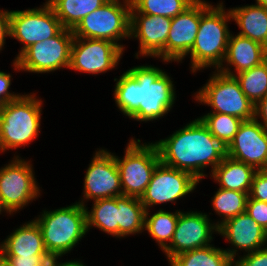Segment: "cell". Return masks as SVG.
Wrapping results in <instances>:
<instances>
[{
    "label": "cell",
    "mask_w": 267,
    "mask_h": 266,
    "mask_svg": "<svg viewBox=\"0 0 267 266\" xmlns=\"http://www.w3.org/2000/svg\"><path fill=\"white\" fill-rule=\"evenodd\" d=\"M174 84L153 66H137L117 80L114 98L124 115L137 121H151L167 114L174 104Z\"/></svg>",
    "instance_id": "6da1fadb"
},
{
    "label": "cell",
    "mask_w": 267,
    "mask_h": 266,
    "mask_svg": "<svg viewBox=\"0 0 267 266\" xmlns=\"http://www.w3.org/2000/svg\"><path fill=\"white\" fill-rule=\"evenodd\" d=\"M154 144L162 164L188 172L198 181L206 176L204 167L211 165L212 172L226 156V148L200 118Z\"/></svg>",
    "instance_id": "7a4b0ae2"
},
{
    "label": "cell",
    "mask_w": 267,
    "mask_h": 266,
    "mask_svg": "<svg viewBox=\"0 0 267 266\" xmlns=\"http://www.w3.org/2000/svg\"><path fill=\"white\" fill-rule=\"evenodd\" d=\"M222 4L213 7L200 0V25L189 52L193 73L212 65L217 69L223 66L230 37L226 23L232 17L230 11L225 12Z\"/></svg>",
    "instance_id": "3957f363"
},
{
    "label": "cell",
    "mask_w": 267,
    "mask_h": 266,
    "mask_svg": "<svg viewBox=\"0 0 267 266\" xmlns=\"http://www.w3.org/2000/svg\"><path fill=\"white\" fill-rule=\"evenodd\" d=\"M21 95L0 109V151L15 149L34 140L40 129L42 101Z\"/></svg>",
    "instance_id": "277c9868"
},
{
    "label": "cell",
    "mask_w": 267,
    "mask_h": 266,
    "mask_svg": "<svg viewBox=\"0 0 267 266\" xmlns=\"http://www.w3.org/2000/svg\"><path fill=\"white\" fill-rule=\"evenodd\" d=\"M35 221L41 229L46 251L66 254L88 231L83 200L53 211L45 210Z\"/></svg>",
    "instance_id": "5b68a950"
},
{
    "label": "cell",
    "mask_w": 267,
    "mask_h": 266,
    "mask_svg": "<svg viewBox=\"0 0 267 266\" xmlns=\"http://www.w3.org/2000/svg\"><path fill=\"white\" fill-rule=\"evenodd\" d=\"M108 0L100 8L85 16L72 30L74 37L104 39L117 44L121 38L130 37L131 1Z\"/></svg>",
    "instance_id": "8992f818"
},
{
    "label": "cell",
    "mask_w": 267,
    "mask_h": 266,
    "mask_svg": "<svg viewBox=\"0 0 267 266\" xmlns=\"http://www.w3.org/2000/svg\"><path fill=\"white\" fill-rule=\"evenodd\" d=\"M139 143V139H131L123 159L114 156L120 174L122 195L135 198H141L160 163L159 152L154 143Z\"/></svg>",
    "instance_id": "52a82bcc"
},
{
    "label": "cell",
    "mask_w": 267,
    "mask_h": 266,
    "mask_svg": "<svg viewBox=\"0 0 267 266\" xmlns=\"http://www.w3.org/2000/svg\"><path fill=\"white\" fill-rule=\"evenodd\" d=\"M217 72L197 92L195 99L215 109L212 113L232 115L243 121L254 119L255 106L241 90L235 76Z\"/></svg>",
    "instance_id": "ba28073f"
},
{
    "label": "cell",
    "mask_w": 267,
    "mask_h": 266,
    "mask_svg": "<svg viewBox=\"0 0 267 266\" xmlns=\"http://www.w3.org/2000/svg\"><path fill=\"white\" fill-rule=\"evenodd\" d=\"M73 39L72 30L63 28L56 36L32 44L14 60L15 70L48 73L69 68Z\"/></svg>",
    "instance_id": "9c48e42d"
},
{
    "label": "cell",
    "mask_w": 267,
    "mask_h": 266,
    "mask_svg": "<svg viewBox=\"0 0 267 266\" xmlns=\"http://www.w3.org/2000/svg\"><path fill=\"white\" fill-rule=\"evenodd\" d=\"M62 29L60 20L48 2L43 8L10 13V37L24 45L18 56L32 44L52 38Z\"/></svg>",
    "instance_id": "30bf717a"
},
{
    "label": "cell",
    "mask_w": 267,
    "mask_h": 266,
    "mask_svg": "<svg viewBox=\"0 0 267 266\" xmlns=\"http://www.w3.org/2000/svg\"><path fill=\"white\" fill-rule=\"evenodd\" d=\"M18 158L0 169V196L9 214L23 208L40 194L32 166Z\"/></svg>",
    "instance_id": "8fae6325"
},
{
    "label": "cell",
    "mask_w": 267,
    "mask_h": 266,
    "mask_svg": "<svg viewBox=\"0 0 267 266\" xmlns=\"http://www.w3.org/2000/svg\"><path fill=\"white\" fill-rule=\"evenodd\" d=\"M123 50L104 39L74 37L69 68L80 72L99 74L117 66Z\"/></svg>",
    "instance_id": "7c38bea8"
},
{
    "label": "cell",
    "mask_w": 267,
    "mask_h": 266,
    "mask_svg": "<svg viewBox=\"0 0 267 266\" xmlns=\"http://www.w3.org/2000/svg\"><path fill=\"white\" fill-rule=\"evenodd\" d=\"M199 181L190 173L162 164L156 166L151 181L140 198L146 211L152 205L174 202L192 192Z\"/></svg>",
    "instance_id": "4fadbf2b"
},
{
    "label": "cell",
    "mask_w": 267,
    "mask_h": 266,
    "mask_svg": "<svg viewBox=\"0 0 267 266\" xmlns=\"http://www.w3.org/2000/svg\"><path fill=\"white\" fill-rule=\"evenodd\" d=\"M226 155L256 170L267 169V130L258 119L245 120L240 124L238 132L226 147Z\"/></svg>",
    "instance_id": "5bb4252c"
},
{
    "label": "cell",
    "mask_w": 267,
    "mask_h": 266,
    "mask_svg": "<svg viewBox=\"0 0 267 266\" xmlns=\"http://www.w3.org/2000/svg\"><path fill=\"white\" fill-rule=\"evenodd\" d=\"M209 221L205 213L180 211L173 239L164 250L168 261L183 252L209 246L213 230L218 232V227Z\"/></svg>",
    "instance_id": "9a60e30c"
},
{
    "label": "cell",
    "mask_w": 267,
    "mask_h": 266,
    "mask_svg": "<svg viewBox=\"0 0 267 266\" xmlns=\"http://www.w3.org/2000/svg\"><path fill=\"white\" fill-rule=\"evenodd\" d=\"M122 195L120 174L115 157L108 151H96L84 178V198H113Z\"/></svg>",
    "instance_id": "2e32d148"
},
{
    "label": "cell",
    "mask_w": 267,
    "mask_h": 266,
    "mask_svg": "<svg viewBox=\"0 0 267 266\" xmlns=\"http://www.w3.org/2000/svg\"><path fill=\"white\" fill-rule=\"evenodd\" d=\"M172 18L138 13L131 6L130 38L139 39L142 56L159 57L164 61V47L170 31Z\"/></svg>",
    "instance_id": "e0dca14e"
},
{
    "label": "cell",
    "mask_w": 267,
    "mask_h": 266,
    "mask_svg": "<svg viewBox=\"0 0 267 266\" xmlns=\"http://www.w3.org/2000/svg\"><path fill=\"white\" fill-rule=\"evenodd\" d=\"M200 25V0H195L182 13L172 18L164 47V62L182 61L195 42Z\"/></svg>",
    "instance_id": "ac0fdd59"
},
{
    "label": "cell",
    "mask_w": 267,
    "mask_h": 266,
    "mask_svg": "<svg viewBox=\"0 0 267 266\" xmlns=\"http://www.w3.org/2000/svg\"><path fill=\"white\" fill-rule=\"evenodd\" d=\"M218 233L236 249L247 253L257 251L267 243V232L245 212L223 222Z\"/></svg>",
    "instance_id": "d6986e66"
},
{
    "label": "cell",
    "mask_w": 267,
    "mask_h": 266,
    "mask_svg": "<svg viewBox=\"0 0 267 266\" xmlns=\"http://www.w3.org/2000/svg\"><path fill=\"white\" fill-rule=\"evenodd\" d=\"M45 251L42 232L35 220L17 228L0 244L3 256H41Z\"/></svg>",
    "instance_id": "ffe728a7"
},
{
    "label": "cell",
    "mask_w": 267,
    "mask_h": 266,
    "mask_svg": "<svg viewBox=\"0 0 267 266\" xmlns=\"http://www.w3.org/2000/svg\"><path fill=\"white\" fill-rule=\"evenodd\" d=\"M264 45L240 36L230 34L226 55L223 61L235 67L236 74L263 63Z\"/></svg>",
    "instance_id": "44dd1931"
},
{
    "label": "cell",
    "mask_w": 267,
    "mask_h": 266,
    "mask_svg": "<svg viewBox=\"0 0 267 266\" xmlns=\"http://www.w3.org/2000/svg\"><path fill=\"white\" fill-rule=\"evenodd\" d=\"M256 169L227 155L212 171L213 177L223 189L249 193Z\"/></svg>",
    "instance_id": "7402d4cb"
},
{
    "label": "cell",
    "mask_w": 267,
    "mask_h": 266,
    "mask_svg": "<svg viewBox=\"0 0 267 266\" xmlns=\"http://www.w3.org/2000/svg\"><path fill=\"white\" fill-rule=\"evenodd\" d=\"M230 14L241 29L238 35L267 44V9L257 4L231 8Z\"/></svg>",
    "instance_id": "603a6c76"
},
{
    "label": "cell",
    "mask_w": 267,
    "mask_h": 266,
    "mask_svg": "<svg viewBox=\"0 0 267 266\" xmlns=\"http://www.w3.org/2000/svg\"><path fill=\"white\" fill-rule=\"evenodd\" d=\"M235 248L223 250L212 245L183 252L173 257L170 266H233Z\"/></svg>",
    "instance_id": "cb8c5ba5"
},
{
    "label": "cell",
    "mask_w": 267,
    "mask_h": 266,
    "mask_svg": "<svg viewBox=\"0 0 267 266\" xmlns=\"http://www.w3.org/2000/svg\"><path fill=\"white\" fill-rule=\"evenodd\" d=\"M108 0H48L63 28L73 30L79 22Z\"/></svg>",
    "instance_id": "d4e9b609"
},
{
    "label": "cell",
    "mask_w": 267,
    "mask_h": 266,
    "mask_svg": "<svg viewBox=\"0 0 267 266\" xmlns=\"http://www.w3.org/2000/svg\"><path fill=\"white\" fill-rule=\"evenodd\" d=\"M91 210L87 211L86 208L87 230L95 226L103 232L119 237V209L116 197L95 200Z\"/></svg>",
    "instance_id": "484cf974"
},
{
    "label": "cell",
    "mask_w": 267,
    "mask_h": 266,
    "mask_svg": "<svg viewBox=\"0 0 267 266\" xmlns=\"http://www.w3.org/2000/svg\"><path fill=\"white\" fill-rule=\"evenodd\" d=\"M119 209V237L144 230L146 209L140 198L121 195L116 197Z\"/></svg>",
    "instance_id": "4316f807"
},
{
    "label": "cell",
    "mask_w": 267,
    "mask_h": 266,
    "mask_svg": "<svg viewBox=\"0 0 267 266\" xmlns=\"http://www.w3.org/2000/svg\"><path fill=\"white\" fill-rule=\"evenodd\" d=\"M216 70L227 75L235 76L240 84L241 90L254 106L267 95V66L264 63L237 75L233 74L229 67H219Z\"/></svg>",
    "instance_id": "83f0119b"
},
{
    "label": "cell",
    "mask_w": 267,
    "mask_h": 266,
    "mask_svg": "<svg viewBox=\"0 0 267 266\" xmlns=\"http://www.w3.org/2000/svg\"><path fill=\"white\" fill-rule=\"evenodd\" d=\"M179 213L180 210H177L176 213H171L160 209L149 218L148 210L145 213L144 229L159 243L158 245L163 251L173 239ZM167 241H169V244H167Z\"/></svg>",
    "instance_id": "f1b7e54d"
},
{
    "label": "cell",
    "mask_w": 267,
    "mask_h": 266,
    "mask_svg": "<svg viewBox=\"0 0 267 266\" xmlns=\"http://www.w3.org/2000/svg\"><path fill=\"white\" fill-rule=\"evenodd\" d=\"M248 198L249 193L219 188L212 198V205L215 212L224 218L215 225L219 227L226 220L244 213Z\"/></svg>",
    "instance_id": "f546056e"
},
{
    "label": "cell",
    "mask_w": 267,
    "mask_h": 266,
    "mask_svg": "<svg viewBox=\"0 0 267 266\" xmlns=\"http://www.w3.org/2000/svg\"><path fill=\"white\" fill-rule=\"evenodd\" d=\"M210 133L226 148L238 132L242 119L222 113H208L200 117Z\"/></svg>",
    "instance_id": "4dcf8cb0"
},
{
    "label": "cell",
    "mask_w": 267,
    "mask_h": 266,
    "mask_svg": "<svg viewBox=\"0 0 267 266\" xmlns=\"http://www.w3.org/2000/svg\"><path fill=\"white\" fill-rule=\"evenodd\" d=\"M131 6L141 14L173 18L182 13L195 0H130Z\"/></svg>",
    "instance_id": "1f68e13d"
},
{
    "label": "cell",
    "mask_w": 267,
    "mask_h": 266,
    "mask_svg": "<svg viewBox=\"0 0 267 266\" xmlns=\"http://www.w3.org/2000/svg\"><path fill=\"white\" fill-rule=\"evenodd\" d=\"M245 213L267 232V203L256 199L247 200Z\"/></svg>",
    "instance_id": "d6a6232c"
},
{
    "label": "cell",
    "mask_w": 267,
    "mask_h": 266,
    "mask_svg": "<svg viewBox=\"0 0 267 266\" xmlns=\"http://www.w3.org/2000/svg\"><path fill=\"white\" fill-rule=\"evenodd\" d=\"M249 197L267 203V169L256 171L251 184Z\"/></svg>",
    "instance_id": "836d02e7"
},
{
    "label": "cell",
    "mask_w": 267,
    "mask_h": 266,
    "mask_svg": "<svg viewBox=\"0 0 267 266\" xmlns=\"http://www.w3.org/2000/svg\"><path fill=\"white\" fill-rule=\"evenodd\" d=\"M234 266H267V247L244 255L234 261Z\"/></svg>",
    "instance_id": "e575fe53"
},
{
    "label": "cell",
    "mask_w": 267,
    "mask_h": 266,
    "mask_svg": "<svg viewBox=\"0 0 267 266\" xmlns=\"http://www.w3.org/2000/svg\"><path fill=\"white\" fill-rule=\"evenodd\" d=\"M11 84V75L0 71V109H3L11 101L18 99L21 95L11 94L8 88Z\"/></svg>",
    "instance_id": "d590c367"
},
{
    "label": "cell",
    "mask_w": 267,
    "mask_h": 266,
    "mask_svg": "<svg viewBox=\"0 0 267 266\" xmlns=\"http://www.w3.org/2000/svg\"><path fill=\"white\" fill-rule=\"evenodd\" d=\"M10 13L11 11L0 10V50L5 43V36L10 37Z\"/></svg>",
    "instance_id": "8d00e7d4"
},
{
    "label": "cell",
    "mask_w": 267,
    "mask_h": 266,
    "mask_svg": "<svg viewBox=\"0 0 267 266\" xmlns=\"http://www.w3.org/2000/svg\"><path fill=\"white\" fill-rule=\"evenodd\" d=\"M13 266H37L40 256H4Z\"/></svg>",
    "instance_id": "74e56055"
},
{
    "label": "cell",
    "mask_w": 267,
    "mask_h": 266,
    "mask_svg": "<svg viewBox=\"0 0 267 266\" xmlns=\"http://www.w3.org/2000/svg\"><path fill=\"white\" fill-rule=\"evenodd\" d=\"M62 255L64 254L57 251H45L41 254L37 266H62L63 263H57V259Z\"/></svg>",
    "instance_id": "f35d334b"
},
{
    "label": "cell",
    "mask_w": 267,
    "mask_h": 266,
    "mask_svg": "<svg viewBox=\"0 0 267 266\" xmlns=\"http://www.w3.org/2000/svg\"><path fill=\"white\" fill-rule=\"evenodd\" d=\"M262 120V122L259 121L260 125L267 130V95L262 98L254 108V118Z\"/></svg>",
    "instance_id": "ab89813d"
},
{
    "label": "cell",
    "mask_w": 267,
    "mask_h": 266,
    "mask_svg": "<svg viewBox=\"0 0 267 266\" xmlns=\"http://www.w3.org/2000/svg\"><path fill=\"white\" fill-rule=\"evenodd\" d=\"M0 266H13L8 259L0 253Z\"/></svg>",
    "instance_id": "60d3db41"
},
{
    "label": "cell",
    "mask_w": 267,
    "mask_h": 266,
    "mask_svg": "<svg viewBox=\"0 0 267 266\" xmlns=\"http://www.w3.org/2000/svg\"><path fill=\"white\" fill-rule=\"evenodd\" d=\"M62 266H85V265L82 264V262L80 261H68L64 262Z\"/></svg>",
    "instance_id": "b9f144b4"
},
{
    "label": "cell",
    "mask_w": 267,
    "mask_h": 266,
    "mask_svg": "<svg viewBox=\"0 0 267 266\" xmlns=\"http://www.w3.org/2000/svg\"><path fill=\"white\" fill-rule=\"evenodd\" d=\"M256 4L267 9V0H256Z\"/></svg>",
    "instance_id": "7bdbcfd3"
},
{
    "label": "cell",
    "mask_w": 267,
    "mask_h": 266,
    "mask_svg": "<svg viewBox=\"0 0 267 266\" xmlns=\"http://www.w3.org/2000/svg\"><path fill=\"white\" fill-rule=\"evenodd\" d=\"M263 63L267 66V44L264 45V58Z\"/></svg>",
    "instance_id": "ee69618b"
},
{
    "label": "cell",
    "mask_w": 267,
    "mask_h": 266,
    "mask_svg": "<svg viewBox=\"0 0 267 266\" xmlns=\"http://www.w3.org/2000/svg\"><path fill=\"white\" fill-rule=\"evenodd\" d=\"M2 210H5L6 212H9V211L5 208V206H4L3 202H2L1 196H0V213H1Z\"/></svg>",
    "instance_id": "f6af8a7d"
}]
</instances>
